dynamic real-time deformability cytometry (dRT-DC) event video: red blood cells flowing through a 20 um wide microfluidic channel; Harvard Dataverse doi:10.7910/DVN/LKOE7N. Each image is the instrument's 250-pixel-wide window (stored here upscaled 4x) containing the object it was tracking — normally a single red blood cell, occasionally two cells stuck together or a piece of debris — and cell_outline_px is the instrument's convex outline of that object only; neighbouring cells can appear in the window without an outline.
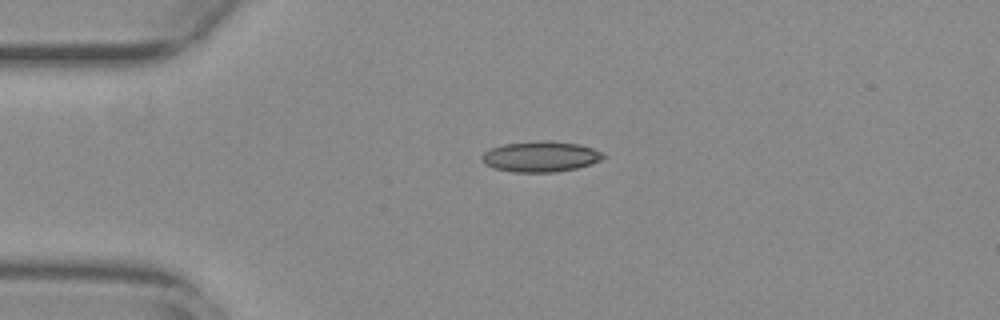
{"species": "common noctule bat (a hibernating species)", "species_latin": "Nyctalus noctula", "temperature_condition": "warm", "stored_images_in_passage": 43, "camera_frame_rate_fps": 3000, "um_per_image_px": 0.085, "animal": {"sex": "female", "body_mass_g": 29.2, "forearm_length_mm": 56.3}, "frame": {"image": 1, "passage_image": 1, "time_ms": 0.0, "image_size_px": [1000, 320], "cell_outline_px": [[604, 156], [600, 160], [576, 168], [556, 172], [512, 172], [496, 168], [484, 164], [480, 160], [480, 156], [484, 152], [492, 148], [504, 144], [540, 140], [552, 140], [580, 144], [604, 152]], "centroid_in_image_um": [45.93, 13.3], "position_along_channel_um": 39.1, "area_um2": 21.73}}
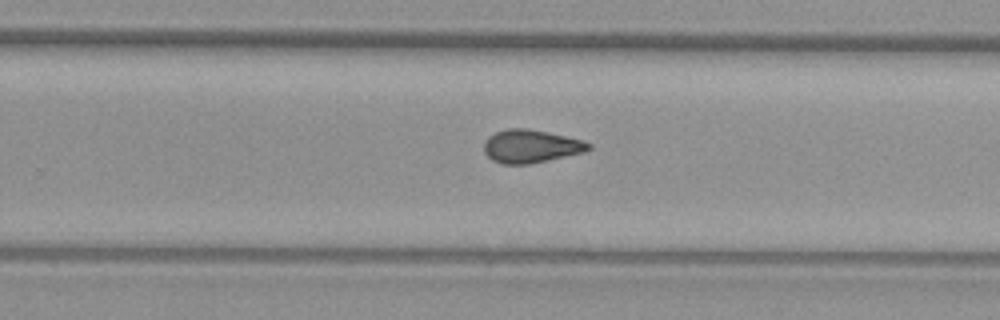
{"frame": {"image": 2, "passage_image": 23, "time_ms": 7.333, "image_size_px": [1000, 320], "cell_outline_px": [[592, 148], [584, 152], [528, 164], [500, 164], [492, 160], [484, 152], [484, 140], [488, 136], [496, 132], [508, 128], [528, 128], [548, 132], [584, 140], [592, 144]], "centroid_in_image_um": [45.11, 12.42], "position_along_channel_um": 284.7, "area_um2": 20.29}}
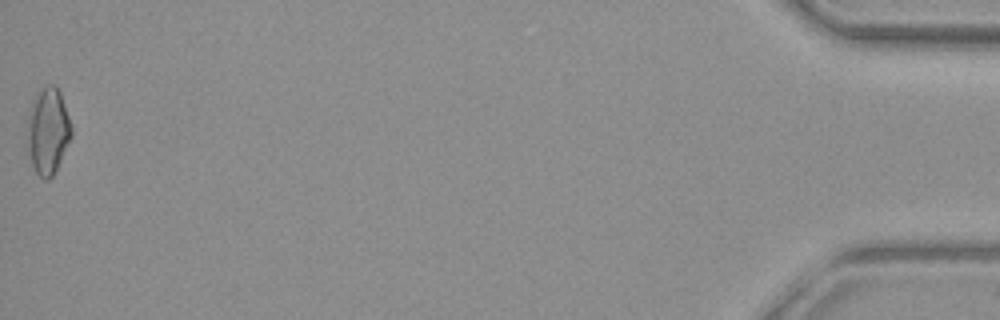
{"frame": {"image": 3, "passage_image": 43, "time_ms": 14.0, "image_size_px": [1000, 320], "cell_outline_px": [[72, 136], [52, 176], [48, 180], [44, 180], [36, 172], [24, 148], [28, 120], [32, 100], [36, 92], [40, 88], [48, 84], [56, 84], [60, 92], [72, 128]], "centroid_in_image_um": [4.02, 11.12], "position_along_channel_um": 431.2, "area_um2": 22.6}, "authors_computed_cell_mechanics": {"area_um2": 19.8254, "velocity_mm_per_s": 3.7591, "shape_relaxation_time_tau1_ms": null, "shape_relaxation_time_tau2_ms": 3.3105, "deformation_change_tau1": null, "deformation_change_tau2": 0.1122}}